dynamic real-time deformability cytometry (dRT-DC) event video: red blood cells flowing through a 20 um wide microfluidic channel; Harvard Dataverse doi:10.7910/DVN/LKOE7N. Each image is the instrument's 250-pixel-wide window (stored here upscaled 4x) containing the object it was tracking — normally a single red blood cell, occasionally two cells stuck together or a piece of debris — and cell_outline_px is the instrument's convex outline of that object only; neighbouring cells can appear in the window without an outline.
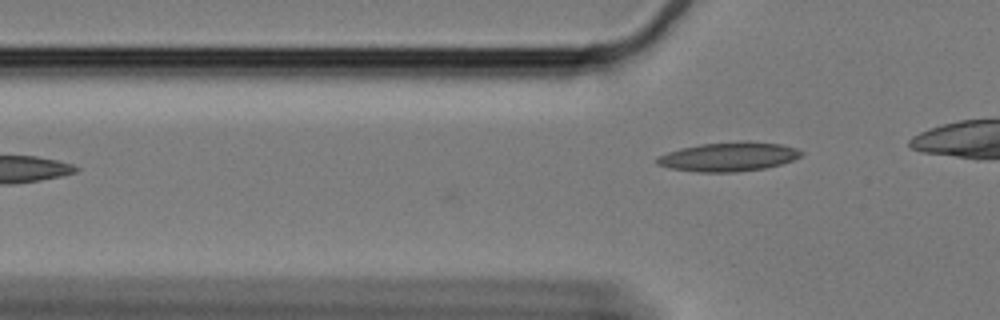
{"species": "Egyptian fruit bat (a non-hibernating species)", "species_latin": "Rousettus aegyptiacus", "temperature_condition": "cold", "stored_images_in_passage": 2, "camera_frame_rate_fps": 3000, "um_per_image_px": 0.085, "animal": {"sex": "female"}, "frame": {"image": 1, "passage_image": 2, "time_ms": 0.333, "image_size_px": [1000, 320], "cell_outline_px": [[804, 152], [800, 156], [792, 160], [780, 164], [764, 168], [736, 172], [696, 172], [672, 168], [656, 164], [656, 160], [660, 156], [668, 152], [680, 148], [700, 144], [744, 140], [780, 144], [796, 148]], "centroid_in_image_um": [61.94, 13.31], "position_along_channel_um": 63.9, "area_um2": 24.39}}